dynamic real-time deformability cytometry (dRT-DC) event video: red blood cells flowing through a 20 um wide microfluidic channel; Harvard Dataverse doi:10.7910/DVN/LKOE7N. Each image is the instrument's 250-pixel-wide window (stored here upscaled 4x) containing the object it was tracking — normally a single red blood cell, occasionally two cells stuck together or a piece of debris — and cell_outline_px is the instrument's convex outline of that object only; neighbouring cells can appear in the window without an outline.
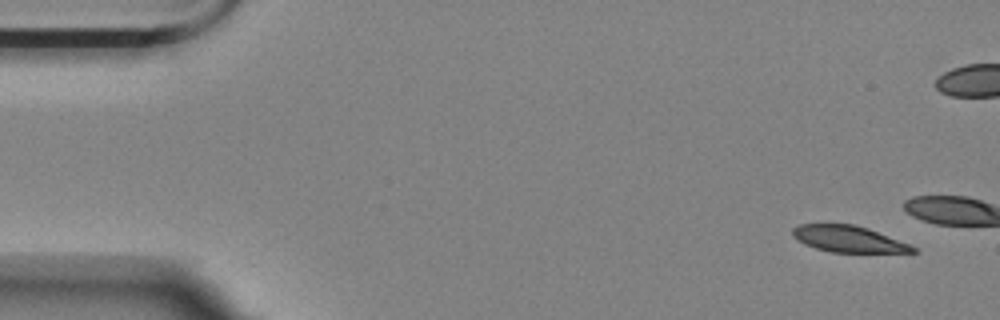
{"species": "Egyptian fruit bat (a non-hibernating species)", "species_latin": "Rousettus aegyptiacus", "temperature_condition": "room temperature", "stored_images_in_passage": 16, "camera_frame_rate_fps": 3000, "um_per_image_px": 0.085, "animal": {"sex": "female"}, "frame": {"image": 1, "passage_image": 1, "time_ms": 0.0, "image_size_px": [1000, 320], "cell_outline_px": [[916, 252], [832, 252], [816, 248], [804, 244], [792, 236], [792, 228], [796, 224], [852, 224], [868, 228], [908, 244], [916, 248]], "centroid_in_image_um": [72.05, 20.3], "position_along_channel_um": 12.9, "area_um2": 18.26}, "authors_computed_cell_mechanics": {"area_um2": 23.3801, "velocity_mm_per_s": 3.4828, "shape_relaxation_time_tau1_ms": 3.2432, "shape_relaxation_time_tau2_ms": 7.5092, "deformation_change_tau1": 0.1175, "deformation_change_tau2": 0.1213}}